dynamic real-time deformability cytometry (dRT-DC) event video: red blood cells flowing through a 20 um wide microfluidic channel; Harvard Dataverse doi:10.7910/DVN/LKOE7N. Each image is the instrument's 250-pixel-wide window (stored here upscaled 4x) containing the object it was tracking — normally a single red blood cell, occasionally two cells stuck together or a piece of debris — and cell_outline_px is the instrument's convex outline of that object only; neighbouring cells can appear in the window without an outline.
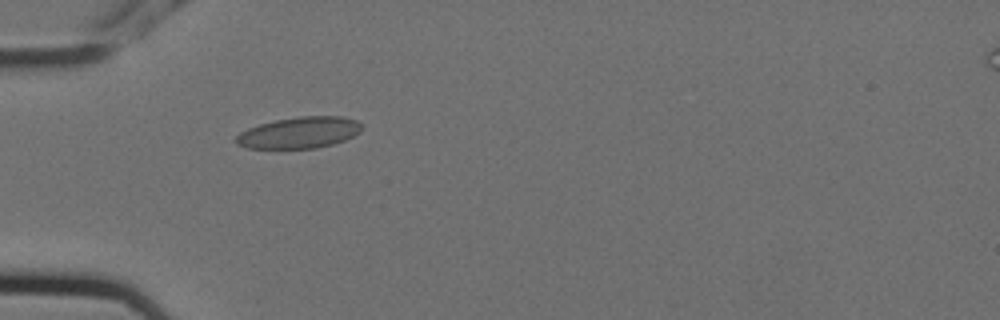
{"species": "Egyptian fruit bat (a non-hibernating species)", "species_latin": "Rousettus aegyptiacus", "temperature_condition": "cold", "stored_images_in_passage": 5, "camera_frame_rate_fps": 3000, "um_per_image_px": 0.085, "animal": {"sex": "female"}, "frame": {"image": 1, "passage_image": 5, "time_ms": 1.333, "image_size_px": [1000, 320], "cell_outline_px": [[360, 132], [344, 140], [332, 144], [316, 148], [248, 148], [236, 144], [232, 140], [240, 132], [248, 128], [260, 124], [276, 120], [300, 116], [340, 116], [356, 120], [360, 124]], "centroid_in_image_um": [25.39, 11.27], "position_along_channel_um": 59.6, "area_um2": 22.83}}